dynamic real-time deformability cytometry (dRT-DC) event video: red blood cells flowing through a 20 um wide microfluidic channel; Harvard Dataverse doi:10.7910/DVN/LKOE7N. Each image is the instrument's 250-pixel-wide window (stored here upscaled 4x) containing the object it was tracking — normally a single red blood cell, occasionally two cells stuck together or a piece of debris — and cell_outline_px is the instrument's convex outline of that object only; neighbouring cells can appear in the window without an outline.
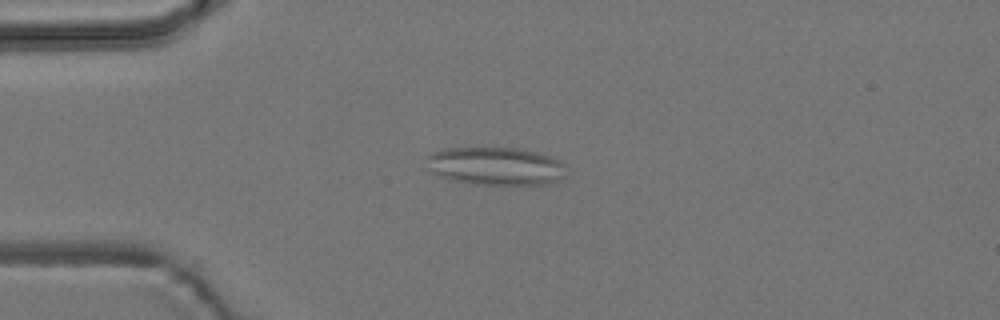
{"species": "common noctule bat (a hibernating species)", "species_latin": "Nyctalus noctula", "temperature_condition": "room temperature", "stored_images_in_passage": 55, "camera_frame_rate_fps": 3000, "um_per_image_px": 0.085, "animal": {"sex": "male", "body_mass_g": 19.2, "forearm_length_mm": 51.8}, "frame": {"image": 1, "passage_image": 14, "time_ms": 4.333, "image_size_px": [1000, 320], "cell_outline_px": [[564, 176], [556, 184], [468, 184], [448, 180], [440, 176], [436, 172], [424, 156], [432, 152], [444, 148], [524, 148], [540, 152], [560, 160], [564, 164]], "centroid_in_image_um": [42.18, 14.12], "position_along_channel_um": 42.8, "area_um2": 31.21}}
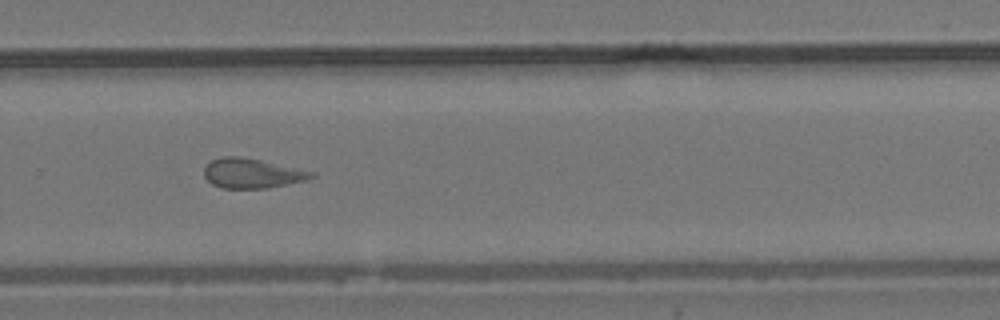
{"frame": {"image": 2, "passage_image": 37, "time_ms": 12.0, "image_size_px": [1000, 320], "cell_outline_px": [[316, 176], [304, 180], [268, 188], [220, 188], [212, 184], [204, 176], [204, 168], [212, 160], [224, 156], [240, 156], [260, 160], [316, 172]], "centroid_in_image_um": [21.41, 14.73], "position_along_channel_um": 308.4, "area_um2": 18.44}}
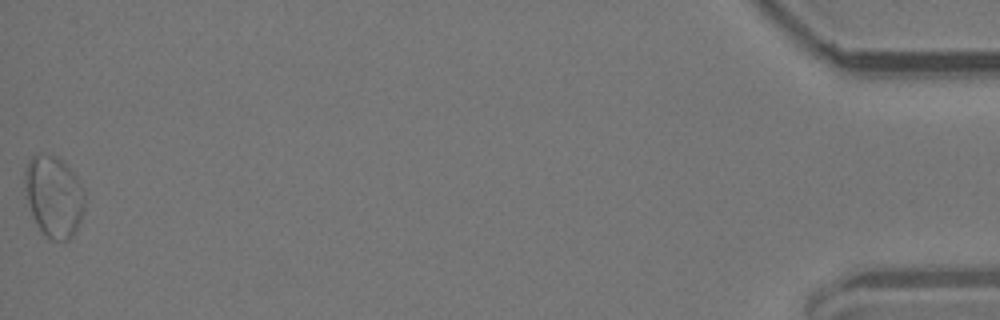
{"frame": {"image": 3, "passage_image": 55, "time_ms": 18.0, "image_size_px": [1000, 320], "cell_outline_px": [[84, 208], [80, 220], [72, 236], [68, 240], [52, 240], [44, 236], [24, 196], [24, 168], [28, 160], [36, 152], [40, 152], [56, 156], [64, 160], [76, 176], [84, 188]], "centroid_in_image_um": [4.55, 16.62], "position_along_channel_um": 430.7, "area_um2": 28.78}, "authors_computed_cell_mechanics": {"area_um2": 22.1952, "velocity_mm_per_s": 3.7548, "shape_relaxation_time_tau1_ms": null, "shape_relaxation_time_tau2_ms": 3.5989, "deformation_change_tau1": null, "deformation_change_tau2": 0.1231}}